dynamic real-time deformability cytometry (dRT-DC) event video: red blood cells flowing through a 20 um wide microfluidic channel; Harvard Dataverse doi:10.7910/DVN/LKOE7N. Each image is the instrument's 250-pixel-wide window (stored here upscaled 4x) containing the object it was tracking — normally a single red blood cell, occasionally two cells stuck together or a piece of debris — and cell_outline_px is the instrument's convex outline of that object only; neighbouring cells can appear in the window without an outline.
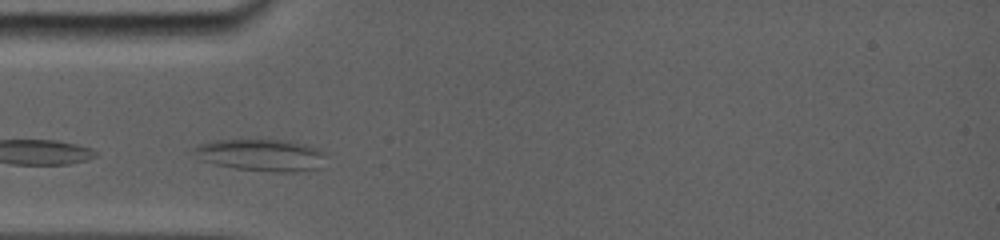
{"species": "common noctule bat (a hibernating species)", "species_latin": "Nyctalus noctula", "temperature_condition": "room temperature", "stored_images_in_passage": 34, "camera_frame_rate_fps": 5000, "um_per_image_px": 0.085, "animal": {"sex": "female", "body_mass_g": 19.0, "forearm_length_mm": 56.7}, "frame": {"image": 1, "passage_image": 2, "time_ms": 0.4, "image_size_px": [1000, 240], "cell_outline_px": [[320, 156], [316, 168], [296, 172], [272, 172], [232, 168], [212, 164], [204, 160], [192, 152], [192, 148], [204, 144], [232, 140], [268, 140], [292, 144], [308, 148], [320, 152]], "centroid_in_image_um": [22.02, 13.23], "position_along_channel_um": 63.0, "area_um2": 22.77}}
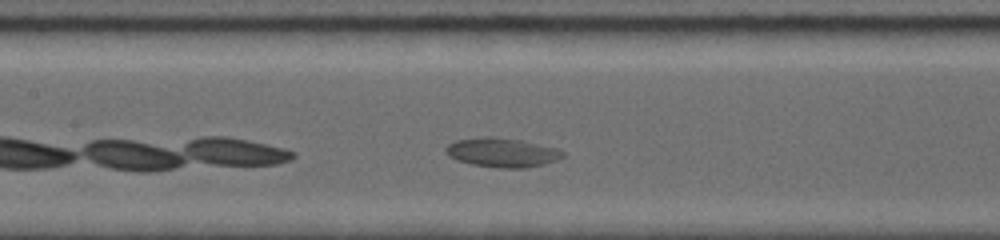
{"frame": {"image": 2, "passage_image": 11, "time_ms": 3.2, "image_size_px": [1000, 240], "cell_outline_px": [[564, 156], [556, 160], [544, 164], [528, 168], [496, 168], [472, 164], [456, 160], [448, 156], [448, 144], [460, 140], [516, 140], [556, 148], [564, 152]], "centroid_in_image_um": [42.75, 13.04], "position_along_channel_um": 164.6, "area_um2": 18.61}}
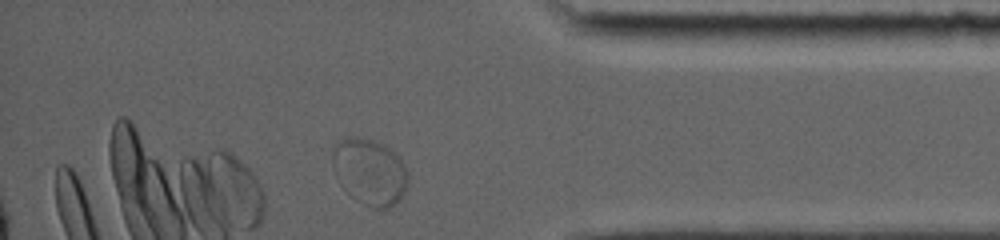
{"frame": {"image": 3, "passage_image": 33, "time_ms": 10.0, "image_size_px": [1000, 240], "cell_outline_px": [[408, 180], [404, 192], [400, 200], [396, 204], [388, 208], [372, 208], [356, 200], [340, 184], [332, 164], [332, 144], [344, 136], [356, 136], [372, 140], [396, 152], [400, 156], [408, 172]], "centroid_in_image_um": [31.41, 14.57], "position_along_channel_um": 403.8, "area_um2": 29.54}}